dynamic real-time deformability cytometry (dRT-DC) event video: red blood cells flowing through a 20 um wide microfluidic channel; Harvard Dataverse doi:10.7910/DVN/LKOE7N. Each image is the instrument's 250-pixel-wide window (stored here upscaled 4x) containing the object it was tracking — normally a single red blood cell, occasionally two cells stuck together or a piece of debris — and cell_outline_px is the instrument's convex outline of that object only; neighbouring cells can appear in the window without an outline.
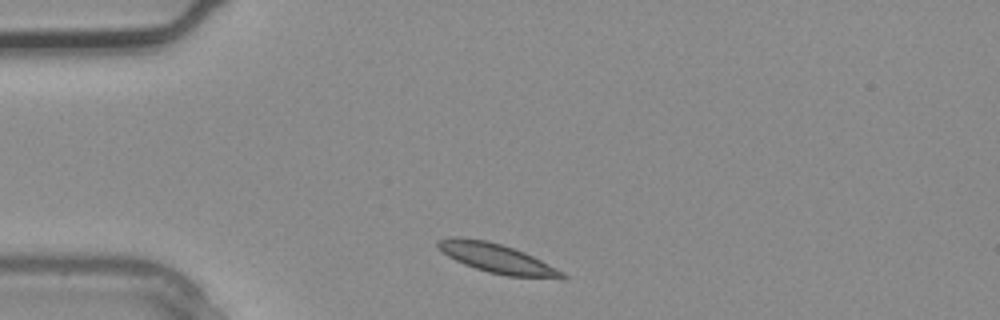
{"species": "common noctule bat (a hibernating species)", "species_latin": "Nyctalus noctula", "temperature_condition": "warm", "stored_images_in_passage": 2, "segment_of_instrument_passage": [2, 2], "camera_frame_rate_fps": 3000, "um_per_image_px": 0.085, "animal": {"sex": "male", "body_mass_g": 20.4}, "frame": {"image": 1, "passage_image": 2, "time_ms": 0.333, "image_size_px": [1000, 320], "cell_outline_px": [[568, 276], [564, 280], [560, 280], [508, 276], [488, 272], [464, 264], [448, 256], [436, 244], [436, 240], [452, 236], [460, 236], [488, 240], [524, 252], [564, 272]], "centroid_in_image_um": [42.29, 21.97], "position_along_channel_um": 42.7, "area_um2": 21.44}}